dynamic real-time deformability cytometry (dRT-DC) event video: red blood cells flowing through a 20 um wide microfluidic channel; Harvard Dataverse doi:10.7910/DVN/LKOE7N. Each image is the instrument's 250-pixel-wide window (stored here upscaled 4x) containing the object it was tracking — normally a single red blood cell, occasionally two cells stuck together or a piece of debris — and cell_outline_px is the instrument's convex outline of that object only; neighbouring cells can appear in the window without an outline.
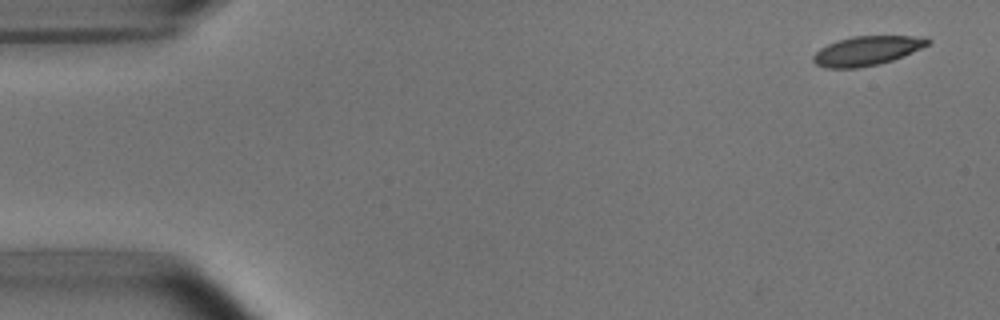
{"species": "common noctule bat (a hibernating species)", "species_latin": "Nyctalus noctula", "temperature_condition": "room temperature", "stored_images_in_passage": 7, "camera_frame_rate_fps": 3000, "um_per_image_px": 0.085, "animal": {"sex": "male", "body_mass_g": 15.6}, "frame": {"image": 1, "passage_image": 1, "time_ms": 0.0, "image_size_px": [1000, 320], "cell_outline_px": [[932, 40], [928, 44], [912, 52], [892, 60], [880, 64], [856, 68], [824, 68], [816, 64], [812, 60], [812, 56], [820, 48], [828, 44], [852, 36], [928, 36]], "centroid_in_image_um": [73.69, 4.31], "position_along_channel_um": 11.3, "area_um2": 19.54}}
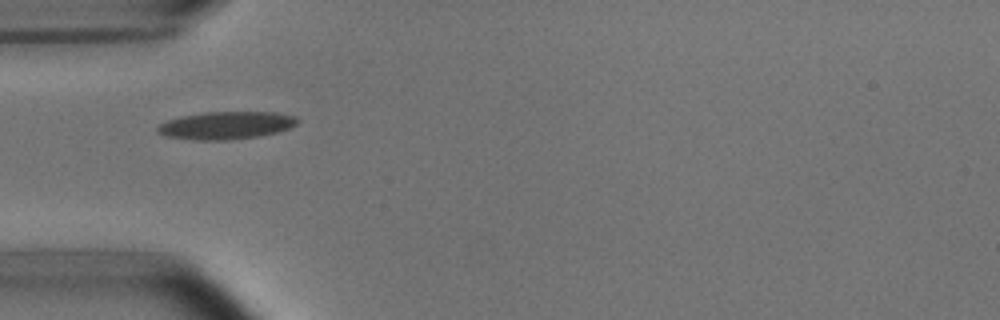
{"frame": {"image": 2, "passage_image": 5, "time_ms": 4.667, "image_size_px": [1000, 320], "cell_outline_px": [[300, 120], [296, 124], [288, 128], [276, 132], [260, 136], [228, 140], [192, 140], [164, 136], [156, 132], [156, 128], [160, 124], [168, 120], [180, 116], [204, 112], [276, 112], [296, 116]], "centroid_in_image_um": [19.19, 10.66], "position_along_channel_um": 65.8, "area_um2": 22.72}}